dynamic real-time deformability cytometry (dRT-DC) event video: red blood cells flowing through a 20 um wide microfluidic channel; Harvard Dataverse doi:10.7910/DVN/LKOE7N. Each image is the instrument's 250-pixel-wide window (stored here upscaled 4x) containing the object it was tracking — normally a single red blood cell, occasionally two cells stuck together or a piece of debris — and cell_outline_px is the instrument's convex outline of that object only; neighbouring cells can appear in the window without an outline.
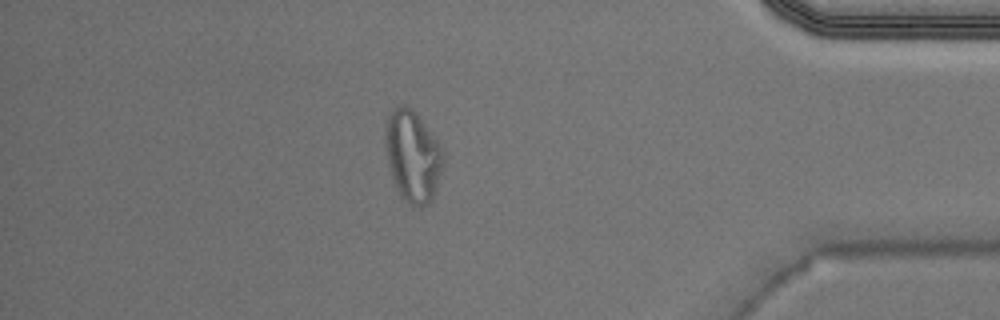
{"species": "Egyptian fruit bat (a non-hibernating species)", "species_latin": "Rousettus aegyptiacus", "temperature_condition": "warm", "stored_images_in_passage": 50, "camera_frame_rate_fps": 3000, "um_per_image_px": 0.085, "animal": {"sex": "male"}, "frame": {"image": 1, "passage_image": 43, "time_ms": 14.0, "image_size_px": [1000, 320], "cell_outline_px": [[444, 164], [432, 200], [428, 204], [420, 208], [408, 204], [404, 200], [392, 176], [384, 144], [384, 128], [388, 112], [396, 104], [404, 104], [412, 108], [416, 112], [440, 144], [444, 156]], "centroid_in_image_um": [35.07, 13.21], "position_along_channel_um": 400.1, "area_um2": 31.21}, "authors_computed_cell_mechanics": {"area_um2": 21.386, "velocity_mm_per_s": 4.0023, "shape_relaxation_time_tau1_ms": null, "shape_relaxation_time_tau2_ms": 1.4575, "deformation_change_tau1": null, "deformation_change_tau2": 0.0821}}